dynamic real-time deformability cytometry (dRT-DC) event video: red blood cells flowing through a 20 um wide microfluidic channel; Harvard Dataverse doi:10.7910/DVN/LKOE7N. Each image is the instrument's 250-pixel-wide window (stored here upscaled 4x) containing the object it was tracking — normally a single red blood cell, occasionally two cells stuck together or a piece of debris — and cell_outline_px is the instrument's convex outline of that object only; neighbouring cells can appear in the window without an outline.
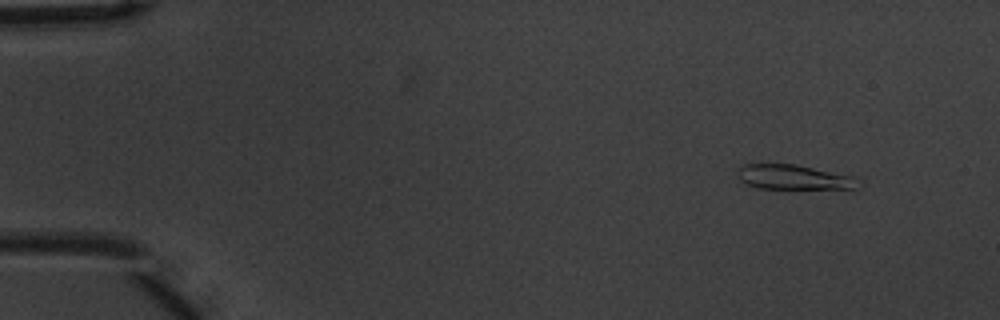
{"species": "common noctule bat (a hibernating species)", "species_latin": "Nyctalus noctula", "temperature_condition": "warm", "stored_images_in_passage": 5, "camera_frame_rate_fps": 3000, "um_per_image_px": 0.085, "animal": {"sex": "male", "body_mass_g": 20.1, "forearm_length_mm": 53.5}, "frame": {"image": 1, "passage_image": 2, "time_ms": 0.333, "image_size_px": [1000, 320], "cell_outline_px": [[864, 184], [860, 188], [760, 188], [744, 184], [740, 180], [736, 172], [744, 164], [796, 164], [852, 176]], "centroid_in_image_um": [67.47, 15.06], "position_along_channel_um": 17.5, "area_um2": 17.34}}